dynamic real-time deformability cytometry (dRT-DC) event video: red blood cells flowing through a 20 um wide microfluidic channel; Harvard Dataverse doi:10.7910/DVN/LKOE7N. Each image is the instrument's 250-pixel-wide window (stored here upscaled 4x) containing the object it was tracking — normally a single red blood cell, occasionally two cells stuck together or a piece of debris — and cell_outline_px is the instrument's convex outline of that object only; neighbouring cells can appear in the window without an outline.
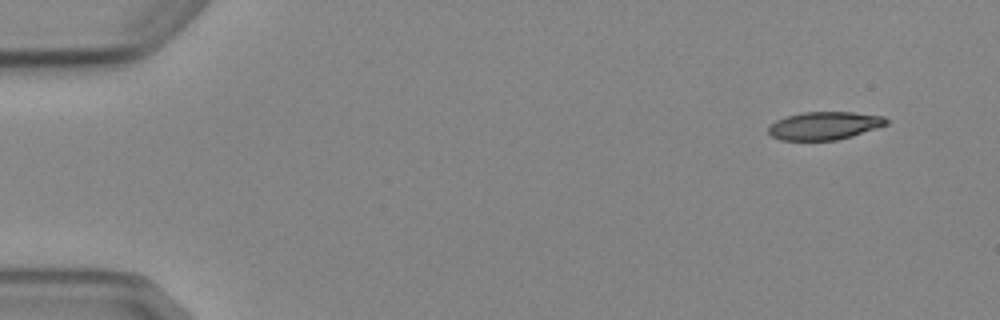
{"species": "Egyptian fruit bat (a non-hibernating species)", "species_latin": "Rousettus aegyptiacus", "temperature_condition": "cold", "stored_images_in_passage": 6, "camera_frame_rate_fps": 3000, "um_per_image_px": 0.085, "animal": {"sex": "female"}, "frame": {"image": 1, "passage_image": 1, "time_ms": 0.0, "image_size_px": [1000, 320], "cell_outline_px": [[888, 124], [852, 136], [836, 140], [780, 140], [772, 136], [768, 132], [768, 128], [776, 120], [788, 116], [804, 112], [852, 112], [884, 116], [888, 120]], "centroid_in_image_um": [70.08, 10.68], "position_along_channel_um": 14.9, "area_um2": 19.07}}
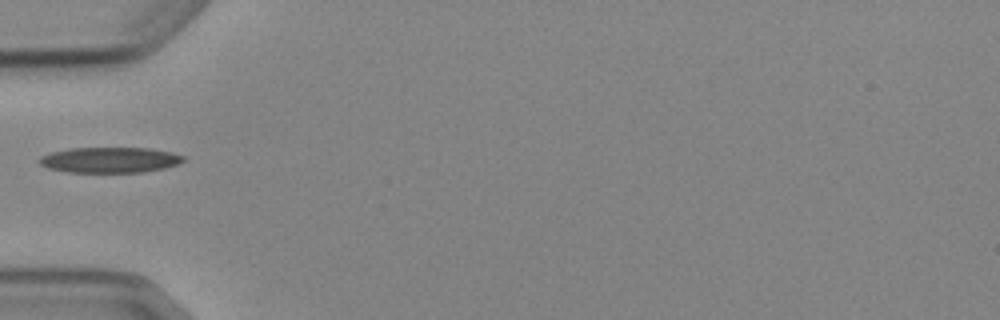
{"frame": {"image": 2, "passage_image": 5, "time_ms": 4.667, "image_size_px": [1000, 320], "cell_outline_px": [[184, 160], [176, 164], [164, 168], [144, 172], [68, 172], [48, 168], [40, 164], [36, 160], [40, 156], [52, 152], [68, 148], [148, 148], [172, 152], [184, 156]], "centroid_in_image_um": [9.3, 13.59], "position_along_channel_um": 75.7, "area_um2": 21.44}}
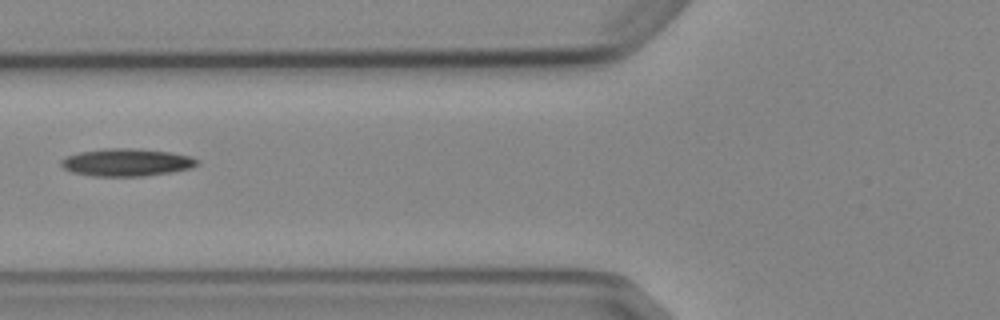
{"frame": {"image": 3, "passage_image": 6, "time_ms": 5.667, "image_size_px": [1000, 320], "cell_outline_px": [[200, 164], [192, 168], [172, 172], [144, 176], [92, 176], [72, 172], [64, 168], [60, 164], [60, 160], [68, 156], [80, 152], [104, 148], [136, 148], [168, 152], [188, 156], [200, 160]], "centroid_in_image_um": [10.78, 13.8], "position_along_channel_um": 115.0, "area_um2": 21.91}}